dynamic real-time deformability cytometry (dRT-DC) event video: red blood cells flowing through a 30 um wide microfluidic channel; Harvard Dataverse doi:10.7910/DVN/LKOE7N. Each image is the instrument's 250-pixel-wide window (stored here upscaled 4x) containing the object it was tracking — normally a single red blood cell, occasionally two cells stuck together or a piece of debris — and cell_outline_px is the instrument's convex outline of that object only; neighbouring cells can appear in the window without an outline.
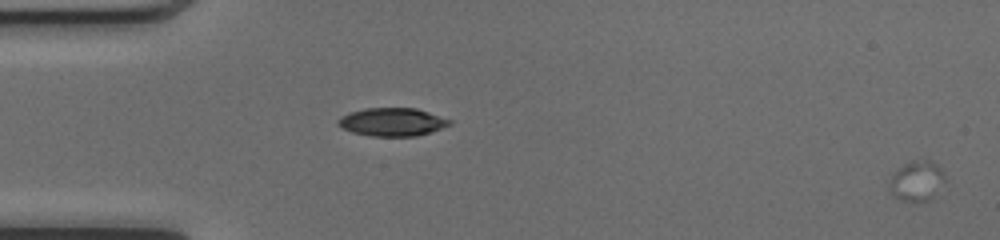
{"species": "common noctule bat (a hibernating species)", "species_latin": "Nyctalus noctula", "temperature_condition": "cold", "stored_images_in_passage": 17, "segment_of_instrument_passage": [1, 2], "camera_frame_rate_fps": 3000, "um_per_image_px": 0.085, "animal": {"sex": "female", "body_mass_g": 17.0, "forearm_length_mm": 48.0}, "frame": {"image": 1, "passage_image": 1, "time_ms": 0.0, "image_size_px": [1000, 240], "cell_outline_px": [[944, 180], [932, 200], [900, 200], [892, 196], [888, 188], [888, 184], [892, 172], [896, 168], [912, 160], [928, 160], [936, 164], [944, 172]], "centroid_in_image_um": [77.87, 15.36], "position_along_channel_um": 7.1, "area_um2": 13.12}}